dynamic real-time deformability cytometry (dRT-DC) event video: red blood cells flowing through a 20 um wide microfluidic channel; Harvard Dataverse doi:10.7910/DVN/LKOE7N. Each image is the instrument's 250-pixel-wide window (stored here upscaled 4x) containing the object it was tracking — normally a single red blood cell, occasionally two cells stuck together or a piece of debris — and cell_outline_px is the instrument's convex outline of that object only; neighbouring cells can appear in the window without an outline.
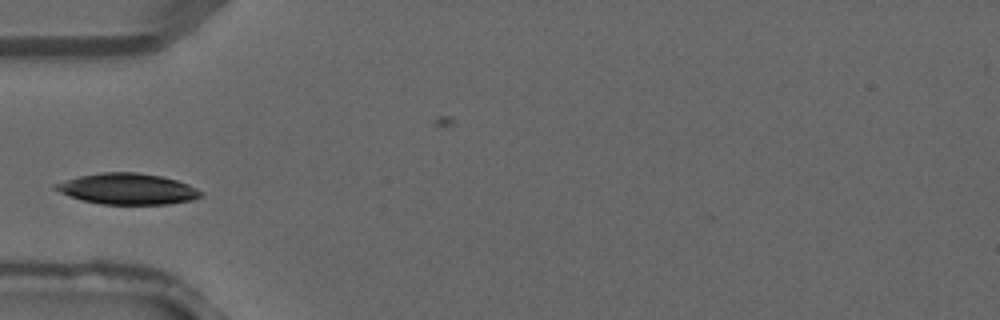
{"species": "common noctule bat (a hibernating species)", "species_latin": "Nyctalus noctula", "temperature_condition": "warm", "stored_images_in_passage": 3, "camera_frame_rate_fps": 3000, "um_per_image_px": 0.085, "animal": {"sex": "male", "forearm_length_mm": 52.5}, "frame": {"image": 1, "passage_image": 3, "time_ms": 0.667, "image_size_px": [1000, 320], "cell_outline_px": [[204, 192], [200, 196], [192, 200], [168, 204], [100, 204], [84, 200], [60, 192], [52, 188], [52, 184], [80, 176], [100, 172], [136, 172], [160, 176], [176, 180], [188, 184]], "centroid_in_image_um": [10.84, 16.05], "position_along_channel_um": 74.2, "area_um2": 26.07}}